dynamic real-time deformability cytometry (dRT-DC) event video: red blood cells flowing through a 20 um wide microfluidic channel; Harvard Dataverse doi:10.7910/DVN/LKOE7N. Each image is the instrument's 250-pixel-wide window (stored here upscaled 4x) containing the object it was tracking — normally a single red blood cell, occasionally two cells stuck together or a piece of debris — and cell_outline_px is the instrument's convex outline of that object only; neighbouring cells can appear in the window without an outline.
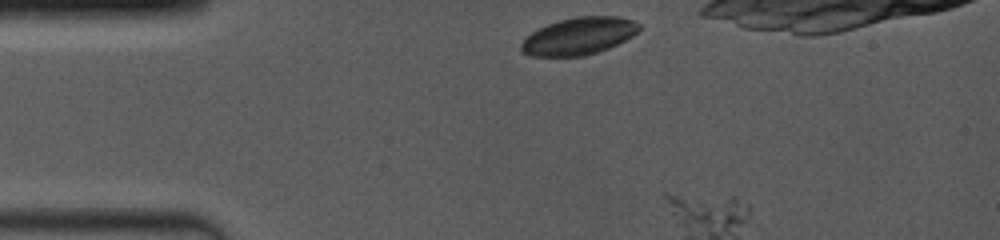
{"species": "common noctule bat (a hibernating species)", "species_latin": "Nyctalus noctula", "temperature_condition": "room temperature", "stored_images_in_passage": 3, "camera_frame_rate_fps": 4000, "um_per_image_px": 0.085, "animal": {"sex": "female", "body_mass_g": 19.0, "forearm_length_mm": 53.3}, "frame": {"image": 1, "passage_image": 1, "time_ms": 0.0, "image_size_px": [1000, 240], "cell_outline_px": [[640, 28], [632, 36], [608, 48], [584, 56], [528, 56], [520, 52], [520, 44], [532, 32], [548, 24], [560, 20], [576, 16], [620, 16], [632, 20], [640, 24]], "centroid_in_image_um": [49.18, 3.07], "position_along_channel_um": 35.8, "area_um2": 25.49}}